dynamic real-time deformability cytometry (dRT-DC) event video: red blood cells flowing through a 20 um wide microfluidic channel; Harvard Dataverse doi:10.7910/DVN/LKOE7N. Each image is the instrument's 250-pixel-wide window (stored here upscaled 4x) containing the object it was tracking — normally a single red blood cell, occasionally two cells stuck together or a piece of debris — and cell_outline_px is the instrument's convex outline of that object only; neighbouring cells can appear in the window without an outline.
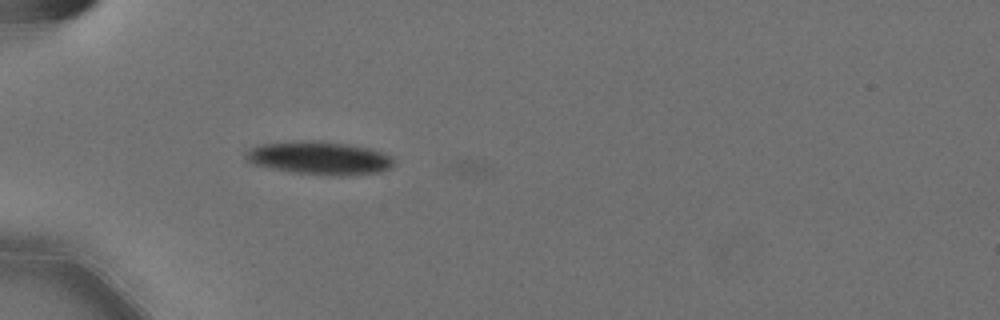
{"species": "Egyptian fruit bat (a non-hibernating species)", "species_latin": "Rousettus aegyptiacus", "temperature_condition": "cold", "stored_images_in_passage": 7, "camera_frame_rate_fps": 3000, "um_per_image_px": 0.085, "animal": {"sex": "female"}, "frame": {"image": 1, "passage_image": 5, "time_ms": 1.333, "image_size_px": [1000, 320], "cell_outline_px": [[392, 164], [388, 168], [380, 172], [332, 176], [296, 172], [252, 164], [244, 156], [252, 148], [260, 144], [312, 140], [348, 144], [372, 148], [384, 152], [392, 156]], "centroid_in_image_um": [27.19, 13.42], "position_along_channel_um": 57.8, "area_um2": 28.15}}